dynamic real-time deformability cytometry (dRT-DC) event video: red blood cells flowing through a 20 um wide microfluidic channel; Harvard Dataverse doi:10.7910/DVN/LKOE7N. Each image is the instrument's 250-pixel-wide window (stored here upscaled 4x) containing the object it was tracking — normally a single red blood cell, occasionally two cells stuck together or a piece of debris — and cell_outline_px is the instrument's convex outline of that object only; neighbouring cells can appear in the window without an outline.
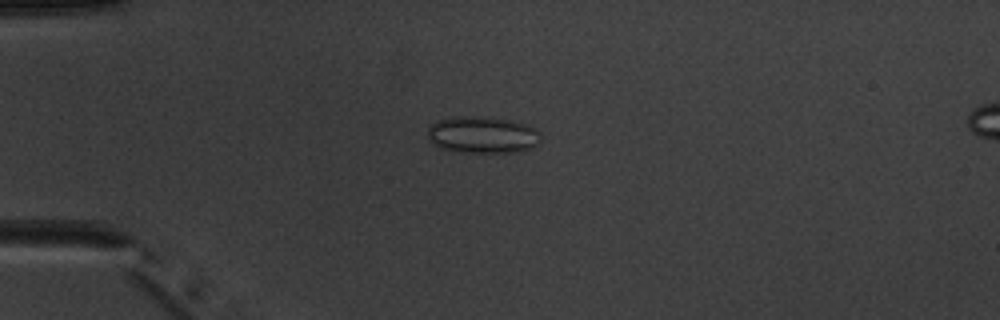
{"species": "common noctule bat (a hibernating species)", "species_latin": "Nyctalus noctula", "temperature_condition": "warm", "stored_images_in_passage": 6, "camera_frame_rate_fps": 3000, "um_per_image_px": 0.085, "animal": {"sex": "male", "body_mass_g": 20.1, "forearm_length_mm": 53.5}, "frame": {"image": 1, "passage_image": 4, "time_ms": 4.333, "image_size_px": [1000, 320], "cell_outline_px": [[540, 140], [532, 148], [516, 152], [452, 152], [440, 148], [432, 144], [428, 140], [428, 128], [432, 124], [440, 120], [452, 116], [468, 116], [512, 120], [536, 128], [540, 132]], "centroid_in_image_um": [40.99, 11.47], "position_along_channel_um": 44.0, "area_um2": 24.39}}
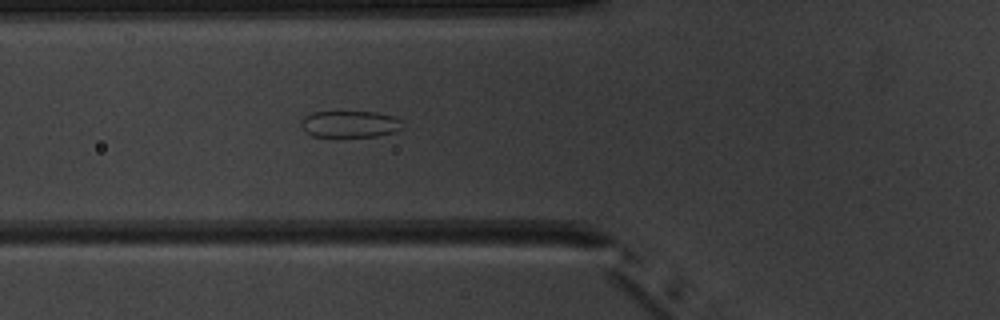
{"frame": {"image": 2, "passage_image": 6, "time_ms": 6.333, "image_size_px": [1000, 320], "cell_outline_px": [[404, 128], [392, 132], [376, 136], [336, 140], [312, 136], [304, 132], [300, 124], [300, 120], [304, 116], [312, 112], [376, 112], [392, 116], [400, 120]], "centroid_in_image_um": [29.65, 10.6], "position_along_channel_um": 96.1, "area_um2": 16.65}}